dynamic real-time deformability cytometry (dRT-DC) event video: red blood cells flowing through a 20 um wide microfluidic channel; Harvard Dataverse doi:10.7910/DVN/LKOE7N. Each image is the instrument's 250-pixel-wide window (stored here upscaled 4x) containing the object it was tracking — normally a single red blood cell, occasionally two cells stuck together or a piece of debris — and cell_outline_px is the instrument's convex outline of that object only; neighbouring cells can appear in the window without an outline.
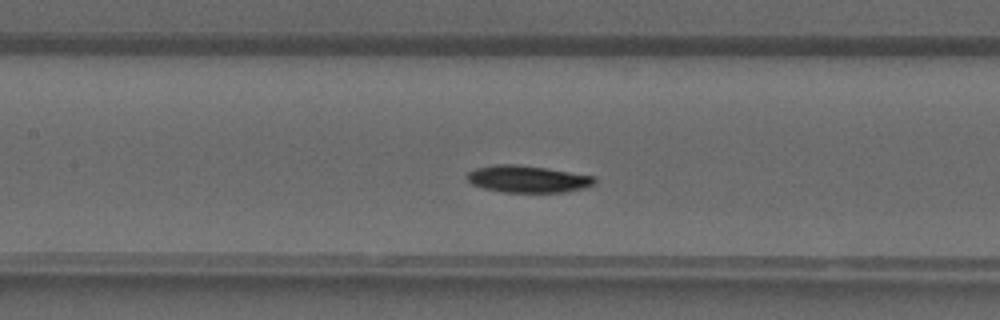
{"species": "common noctule bat (a hibernating species)", "species_latin": "Nyctalus noctula", "temperature_condition": "warm", "stored_images_in_passage": 35, "camera_frame_rate_fps": 3000, "um_per_image_px": 0.085, "animal": {"sex": "male", "forearm_length_mm": 52.5}, "frame": {"image": 1, "passage_image": 13, "time_ms": 4.0, "image_size_px": [1000, 320], "cell_outline_px": [[596, 184], [584, 188], [564, 192], [504, 192], [484, 188], [472, 184], [464, 176], [468, 172], [476, 168], [492, 164], [516, 164], [548, 168], [596, 176]], "centroid_in_image_um": [44.87, 15.21], "position_along_channel_um": 162.5, "area_um2": 20.29}}
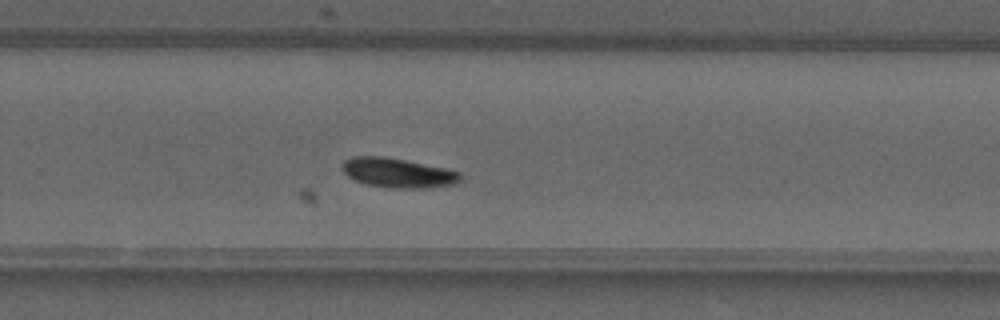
{"frame": {"image": 2, "passage_image": 21, "time_ms": 6.667, "image_size_px": [1000, 320], "cell_outline_px": [[460, 180], [456, 184], [432, 188], [384, 188], [364, 184], [352, 180], [340, 168], [340, 164], [344, 160], [352, 156], [384, 156], [444, 168], [460, 172]], "centroid_in_image_um": [33.75, 14.71], "position_along_channel_um": 296.0, "area_um2": 20.69}}
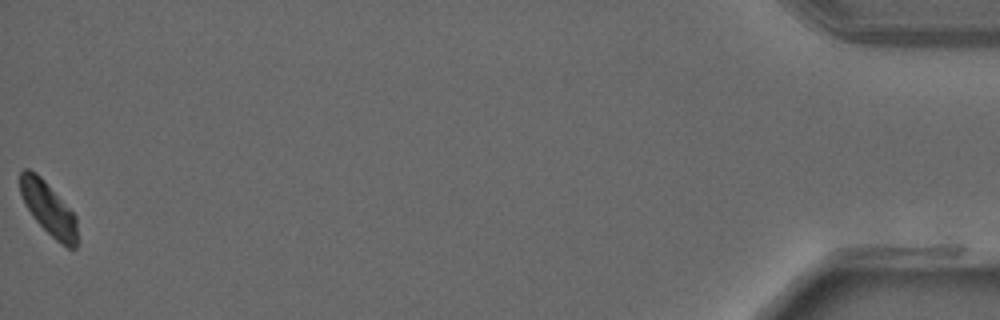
{"frame": {"image": 3, "passage_image": 35, "time_ms": 11.333, "image_size_px": [1000, 320], "cell_outline_px": [[76, 248], [68, 248], [60, 244], [32, 216], [20, 192], [20, 172], [24, 168], [28, 168], [36, 172], [44, 180], [76, 216]], "centroid_in_image_um": [4.11, 17.71], "position_along_channel_um": 431.1, "area_um2": 17.22}}